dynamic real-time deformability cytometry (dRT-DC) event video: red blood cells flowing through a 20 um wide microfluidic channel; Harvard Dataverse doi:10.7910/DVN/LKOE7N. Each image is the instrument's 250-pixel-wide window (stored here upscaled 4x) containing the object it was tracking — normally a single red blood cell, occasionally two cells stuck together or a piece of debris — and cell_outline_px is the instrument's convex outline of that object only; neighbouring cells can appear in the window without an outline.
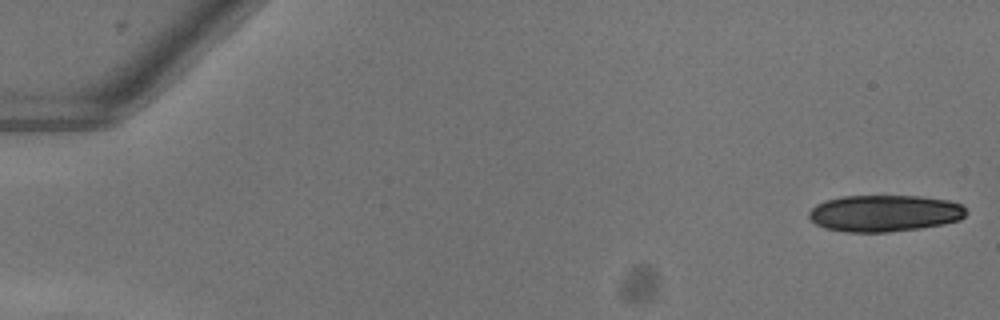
{"species": "common noctule bat (a hibernating species)", "species_latin": "Nyctalus noctula", "temperature_condition": "warm", "stored_images_in_passage": 19, "camera_frame_rate_fps": 3000, "um_per_image_px": 0.085, "animal": {"sex": "female"}, "frame": {"image": 1, "passage_image": 1, "time_ms": 0.0, "image_size_px": [1000, 320], "cell_outline_px": [[968, 212], [960, 220], [944, 224], [920, 228], [888, 232], [844, 232], [824, 228], [816, 224], [808, 216], [808, 212], [816, 204], [824, 200], [840, 196], [920, 196], [948, 200], [960, 204]], "centroid_in_image_um": [75.16, 18.13], "position_along_channel_um": 9.8, "area_um2": 33.81}}